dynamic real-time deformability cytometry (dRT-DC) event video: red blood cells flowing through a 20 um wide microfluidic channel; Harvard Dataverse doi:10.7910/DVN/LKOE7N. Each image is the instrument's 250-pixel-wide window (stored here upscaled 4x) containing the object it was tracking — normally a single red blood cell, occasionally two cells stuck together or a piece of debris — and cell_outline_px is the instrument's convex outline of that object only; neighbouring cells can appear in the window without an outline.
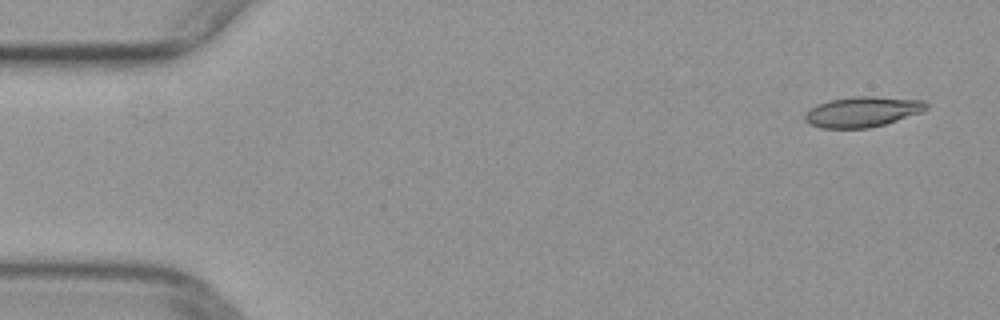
{"species": "common noctule bat (a hibernating species)", "species_latin": "Nyctalus noctula", "temperature_condition": "warm", "stored_images_in_passage": 11, "camera_frame_rate_fps": 3000, "um_per_image_px": 0.085, "animal": {"sex": "female", "body_mass_g": 29.2, "forearm_length_mm": 56.3}, "frame": {"image": 1, "passage_image": 2, "time_ms": 0.333, "image_size_px": [1000, 320], "cell_outline_px": [[928, 108], [920, 112], [884, 124], [868, 128], [824, 128], [812, 124], [804, 120], [804, 112], [816, 104], [832, 100], [860, 96], [872, 96], [924, 100], [928, 104]], "centroid_in_image_um": [73.29, 9.49], "position_along_channel_um": 11.7, "area_um2": 21.21}}